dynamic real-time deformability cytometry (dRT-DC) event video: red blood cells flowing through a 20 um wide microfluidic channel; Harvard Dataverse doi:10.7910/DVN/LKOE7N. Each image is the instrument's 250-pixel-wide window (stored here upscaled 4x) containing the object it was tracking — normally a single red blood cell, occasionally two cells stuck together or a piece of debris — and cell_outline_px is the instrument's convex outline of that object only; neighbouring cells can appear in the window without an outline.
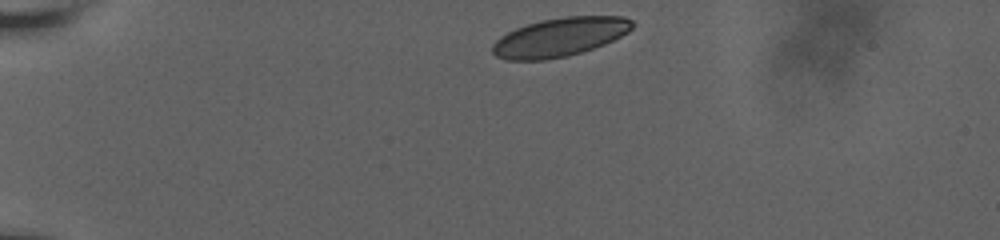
{"species": "human", "species_latin": "Homo sapiens", "temperature_condition": "room temperature", "stored_images_in_passage": 48, "camera_frame_rate_fps": 3000, "um_per_image_px": 0.085, "donor": {"sex": "male"}, "frame": {"image": 1, "passage_image": 1, "time_ms": 0.0, "image_size_px": [1000, 240], "cell_outline_px": [[636, 24], [628, 32], [604, 44], [568, 56], [544, 60], [508, 60], [496, 56], [492, 52], [492, 44], [500, 36], [516, 28], [540, 20], [564, 16], [624, 16], [632, 20]], "centroid_in_image_um": [47.58, 3.14], "position_along_channel_um": 37.4, "area_um2": 31.56}}
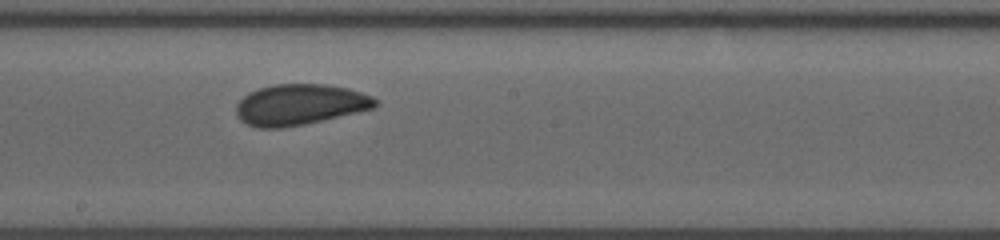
{"frame": {"image": 2, "passage_image": 27, "time_ms": 7.0, "image_size_px": [1000, 240], "cell_outline_px": [[376, 108], [304, 124], [280, 128], [256, 128], [240, 120], [236, 116], [236, 104], [248, 92], [260, 88], [276, 84], [324, 84], [348, 88], [372, 96], [376, 100]], "centroid_in_image_um": [25.46, 8.89], "position_along_channel_um": 222.7, "area_um2": 33.06}}
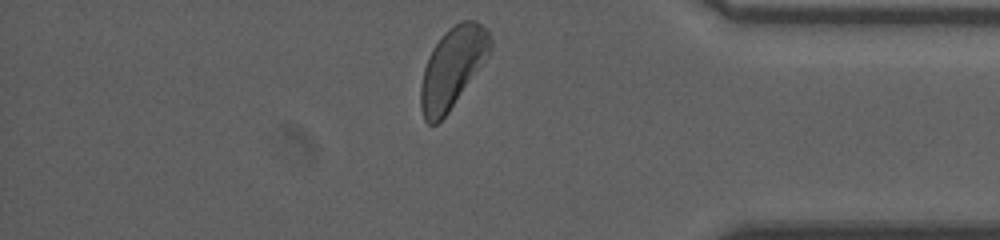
{"frame": {"image": 3, "passage_image": 47, "time_ms": 12.333, "image_size_px": [1000, 240], "cell_outline_px": [[492, 48], [488, 56], [448, 112], [436, 124], [428, 124], [424, 120], [420, 108], [420, 84], [424, 68], [428, 56], [432, 48], [444, 32], [448, 28], [460, 20], [476, 20], [488, 32], [492, 40]], "centroid_in_image_um": [38.44, 5.73], "position_along_channel_um": 396.8, "area_um2": 32.48}, "authors_computed_cell_mechanics": {"area_um2": 32.8304, "velocity_mm_per_s": 3.613, "shape_relaxation_time_tau1_ms": 3.2349, "shape_relaxation_time_tau2_ms": 1.2426, "deformation_change_tau1": 0.0819, "deformation_change_tau2": 0.0525}}